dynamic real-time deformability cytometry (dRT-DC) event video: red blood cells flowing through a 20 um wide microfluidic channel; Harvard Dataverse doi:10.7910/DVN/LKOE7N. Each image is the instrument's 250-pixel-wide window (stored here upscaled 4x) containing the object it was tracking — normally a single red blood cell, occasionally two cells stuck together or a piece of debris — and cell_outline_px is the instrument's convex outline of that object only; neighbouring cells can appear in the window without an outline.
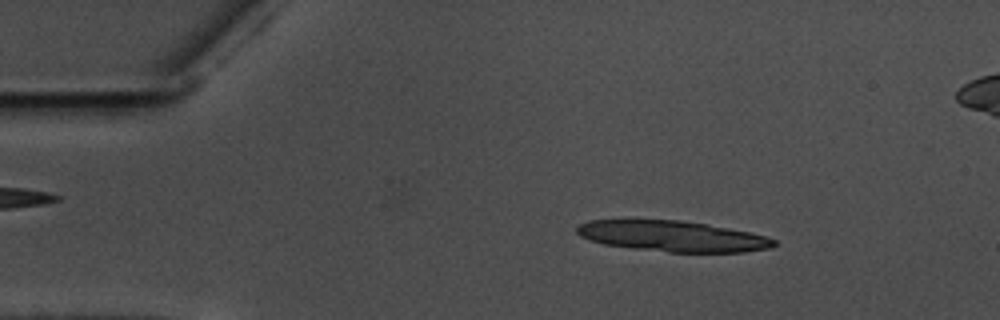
{"species": "common noctule bat (a hibernating species)", "species_latin": "Nyctalus noctula", "temperature_condition": "warm", "stored_images_in_passage": 9, "camera_frame_rate_fps": 3000, "um_per_image_px": 0.085, "animal": {"sex": "male", "body_mass_g": 17.5, "forearm_length_mm": 52.3}, "frame": {"image": 1, "passage_image": 1, "time_ms": 0.0, "image_size_px": [1000, 320], "cell_outline_px": [[776, 244], [772, 248], [744, 252], [668, 252], [632, 248], [604, 244], [588, 240], [580, 236], [576, 232], [576, 228], [580, 224], [588, 220], [680, 220], [708, 224], [768, 236], [776, 240]], "centroid_in_image_um": [57.17, 20.08], "position_along_channel_um": 27.8, "area_um2": 35.37}}